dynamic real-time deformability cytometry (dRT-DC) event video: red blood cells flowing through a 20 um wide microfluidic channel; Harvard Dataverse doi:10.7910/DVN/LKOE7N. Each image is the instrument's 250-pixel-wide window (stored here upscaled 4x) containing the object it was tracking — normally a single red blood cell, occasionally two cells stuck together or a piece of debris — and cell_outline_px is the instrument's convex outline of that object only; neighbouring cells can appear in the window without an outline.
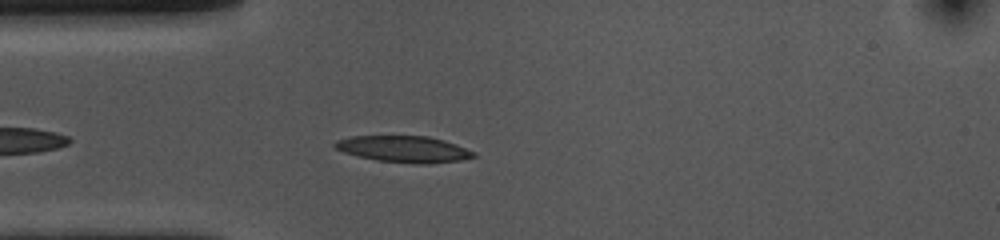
{"species": "common noctule bat (a hibernating species)", "species_latin": "Nyctalus noctula", "temperature_condition": "cold", "stored_images_in_passage": 26, "camera_frame_rate_fps": 3000, "um_per_image_px": 0.085, "animal": {"sex": "female", "body_mass_g": 10.0, "forearm_length_mm": 53.1}, "frame": {"image": 1, "passage_image": 5, "time_ms": 1.333, "image_size_px": [1000, 240], "cell_outline_px": [[476, 156], [460, 160], [428, 164], [420, 164], [376, 160], [344, 152], [336, 148], [332, 144], [336, 140], [352, 136], [428, 136], [444, 140], [456, 144], [476, 152]], "centroid_in_image_um": [34.35, 12.67], "position_along_channel_um": 50.7, "area_um2": 21.27}}
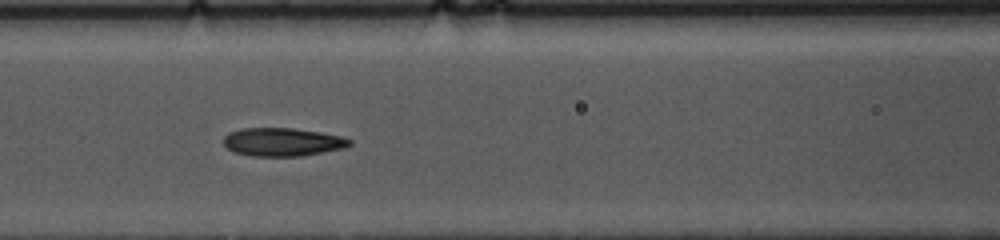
{"frame": {"image": 2, "passage_image": 13, "time_ms": 4.0, "image_size_px": [1000, 240], "cell_outline_px": [[352, 144], [344, 148], [300, 156], [252, 156], [236, 152], [228, 148], [224, 144], [224, 136], [228, 132], [240, 128], [292, 128], [320, 132], [340, 136], [352, 140]], "centroid_in_image_um": [24.0, 12.06], "position_along_channel_um": 142.6, "area_um2": 20.69}}
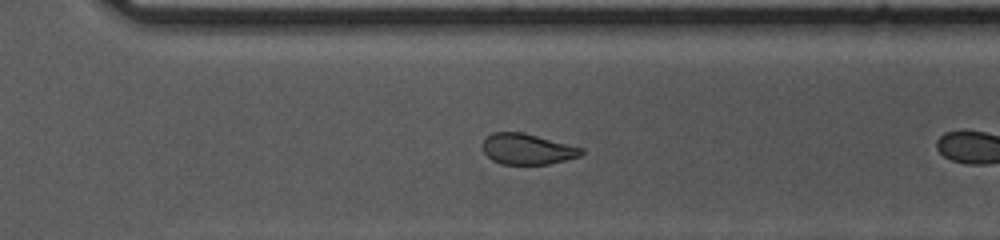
{"frame": {"image": 3, "passage_image": 25, "time_ms": 8.0, "image_size_px": [1000, 240], "cell_outline_px": [[584, 152], [580, 156], [548, 164], [500, 164], [492, 160], [484, 152], [484, 140], [492, 132], [520, 132], [584, 148]], "centroid_in_image_um": [44.83, 12.68], "position_along_channel_um": 325.8, "area_um2": 17.4}}